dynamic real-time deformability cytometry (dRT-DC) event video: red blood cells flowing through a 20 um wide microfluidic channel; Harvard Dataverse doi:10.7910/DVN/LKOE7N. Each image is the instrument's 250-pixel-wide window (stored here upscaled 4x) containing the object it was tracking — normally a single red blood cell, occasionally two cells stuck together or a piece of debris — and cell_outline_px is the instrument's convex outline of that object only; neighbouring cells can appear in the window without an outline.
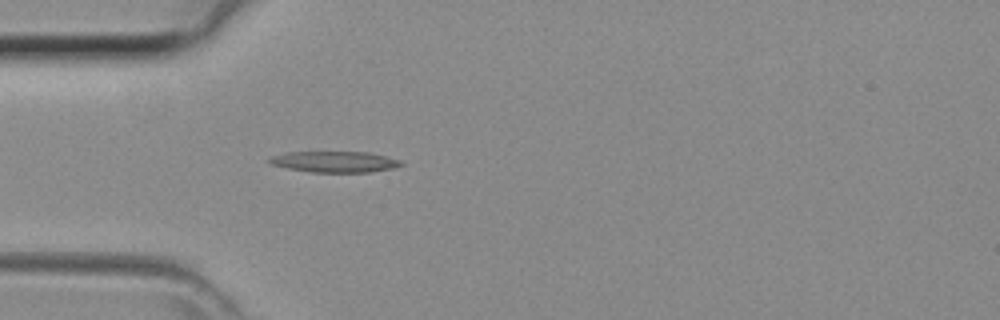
{"species": "common noctule bat (a hibernating species)", "species_latin": "Nyctalus noctula", "temperature_condition": "room temperature", "stored_images_in_passage": 31, "camera_frame_rate_fps": 3000, "um_per_image_px": 0.085, "animal": {"sex": "female", "body_mass_g": 29.2, "forearm_length_mm": 56.3}, "frame": {"image": 1, "passage_image": 1, "time_ms": 0.0, "image_size_px": [1000, 320], "cell_outline_px": [[404, 164], [392, 168], [372, 172], [312, 172], [288, 168], [272, 164], [268, 160], [272, 156], [288, 152], [368, 152], [400, 160]], "centroid_in_image_um": [28.46, 13.75], "position_along_channel_um": 56.5, "area_um2": 15.9}}
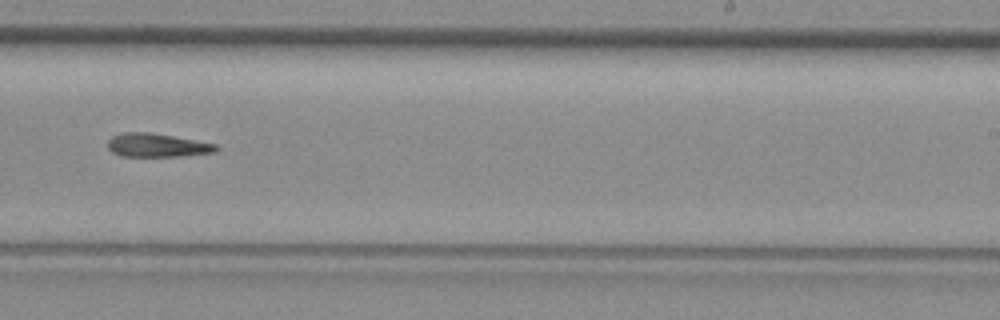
{"frame": {"image": 2, "passage_image": 15, "time_ms": 4.667, "image_size_px": [1000, 320], "cell_outline_px": [[220, 148], [216, 152], [180, 156], [120, 156], [112, 152], [108, 148], [108, 140], [112, 136], [124, 132], [148, 132], [172, 136], [216, 144]], "centroid_in_image_um": [13.34, 12.35], "position_along_channel_um": 275.7, "area_um2": 14.8}}
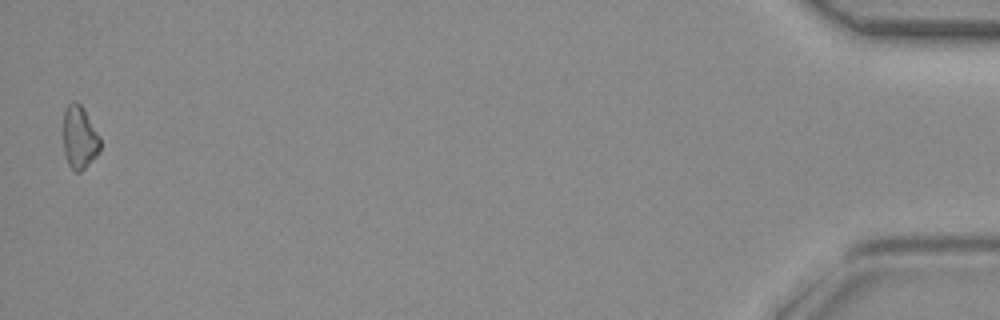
{"frame": {"image": 3, "passage_image": 31, "time_ms": 10.0, "image_size_px": [1000, 320], "cell_outline_px": [[100, 152], [80, 172], [76, 172], [68, 164], [64, 152], [64, 112], [68, 104], [72, 100], [76, 100], [84, 108], [100, 136]], "centroid_in_image_um": [6.77, 11.66], "position_along_channel_um": 428.4, "area_um2": 13.58}}